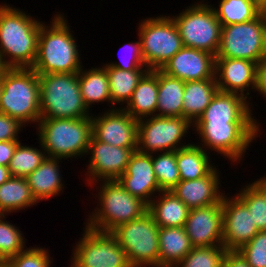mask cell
<instances>
[{
	"label": "cell",
	"instance_id": "obj_1",
	"mask_svg": "<svg viewBox=\"0 0 266 267\" xmlns=\"http://www.w3.org/2000/svg\"><path fill=\"white\" fill-rule=\"evenodd\" d=\"M64 17V13L57 12L50 26L45 22L40 26L37 57L32 66L38 75L76 73L83 67L77 40Z\"/></svg>",
	"mask_w": 266,
	"mask_h": 267
},
{
	"label": "cell",
	"instance_id": "obj_2",
	"mask_svg": "<svg viewBox=\"0 0 266 267\" xmlns=\"http://www.w3.org/2000/svg\"><path fill=\"white\" fill-rule=\"evenodd\" d=\"M42 21L9 4L0 5V54L10 68H32Z\"/></svg>",
	"mask_w": 266,
	"mask_h": 267
},
{
	"label": "cell",
	"instance_id": "obj_3",
	"mask_svg": "<svg viewBox=\"0 0 266 267\" xmlns=\"http://www.w3.org/2000/svg\"><path fill=\"white\" fill-rule=\"evenodd\" d=\"M95 183L90 186L97 185L95 196L98 207L92 209L94 211L88 214L84 222L89 228L111 232L118 225L138 219L148 212V205L127 192L117 180H99Z\"/></svg>",
	"mask_w": 266,
	"mask_h": 267
},
{
	"label": "cell",
	"instance_id": "obj_4",
	"mask_svg": "<svg viewBox=\"0 0 266 267\" xmlns=\"http://www.w3.org/2000/svg\"><path fill=\"white\" fill-rule=\"evenodd\" d=\"M36 126L47 157L72 160L87 154L92 137L91 117L40 119Z\"/></svg>",
	"mask_w": 266,
	"mask_h": 267
},
{
	"label": "cell",
	"instance_id": "obj_5",
	"mask_svg": "<svg viewBox=\"0 0 266 267\" xmlns=\"http://www.w3.org/2000/svg\"><path fill=\"white\" fill-rule=\"evenodd\" d=\"M1 84L0 113L36 126L41 119L38 74L32 68H10Z\"/></svg>",
	"mask_w": 266,
	"mask_h": 267
},
{
	"label": "cell",
	"instance_id": "obj_6",
	"mask_svg": "<svg viewBox=\"0 0 266 267\" xmlns=\"http://www.w3.org/2000/svg\"><path fill=\"white\" fill-rule=\"evenodd\" d=\"M38 76L41 119L92 117L81 96L78 72Z\"/></svg>",
	"mask_w": 266,
	"mask_h": 267
},
{
	"label": "cell",
	"instance_id": "obj_7",
	"mask_svg": "<svg viewBox=\"0 0 266 267\" xmlns=\"http://www.w3.org/2000/svg\"><path fill=\"white\" fill-rule=\"evenodd\" d=\"M192 127L201 141L197 145L228 158L233 165L241 162L262 130L260 123H194Z\"/></svg>",
	"mask_w": 266,
	"mask_h": 267
},
{
	"label": "cell",
	"instance_id": "obj_8",
	"mask_svg": "<svg viewBox=\"0 0 266 267\" xmlns=\"http://www.w3.org/2000/svg\"><path fill=\"white\" fill-rule=\"evenodd\" d=\"M111 233L125 251L131 267H159V227L149 212L118 225Z\"/></svg>",
	"mask_w": 266,
	"mask_h": 267
},
{
	"label": "cell",
	"instance_id": "obj_9",
	"mask_svg": "<svg viewBox=\"0 0 266 267\" xmlns=\"http://www.w3.org/2000/svg\"><path fill=\"white\" fill-rule=\"evenodd\" d=\"M205 0L187 6L172 16L184 47L195 48L217 55L222 25L215 11Z\"/></svg>",
	"mask_w": 266,
	"mask_h": 267
},
{
	"label": "cell",
	"instance_id": "obj_10",
	"mask_svg": "<svg viewBox=\"0 0 266 267\" xmlns=\"http://www.w3.org/2000/svg\"><path fill=\"white\" fill-rule=\"evenodd\" d=\"M138 27L141 52L149 70L162 69L184 47L171 16L146 17L139 22Z\"/></svg>",
	"mask_w": 266,
	"mask_h": 267
},
{
	"label": "cell",
	"instance_id": "obj_11",
	"mask_svg": "<svg viewBox=\"0 0 266 267\" xmlns=\"http://www.w3.org/2000/svg\"><path fill=\"white\" fill-rule=\"evenodd\" d=\"M266 55V15L222 26L216 58H239L258 63Z\"/></svg>",
	"mask_w": 266,
	"mask_h": 267
},
{
	"label": "cell",
	"instance_id": "obj_12",
	"mask_svg": "<svg viewBox=\"0 0 266 267\" xmlns=\"http://www.w3.org/2000/svg\"><path fill=\"white\" fill-rule=\"evenodd\" d=\"M193 124L184 117L151 116L138 120L137 151L146 154L177 151ZM188 131V132H187ZM184 138V139H183ZM182 141V142H181Z\"/></svg>",
	"mask_w": 266,
	"mask_h": 267
},
{
	"label": "cell",
	"instance_id": "obj_13",
	"mask_svg": "<svg viewBox=\"0 0 266 267\" xmlns=\"http://www.w3.org/2000/svg\"><path fill=\"white\" fill-rule=\"evenodd\" d=\"M72 252L70 267H131L111 232L97 231L86 225Z\"/></svg>",
	"mask_w": 266,
	"mask_h": 267
},
{
	"label": "cell",
	"instance_id": "obj_14",
	"mask_svg": "<svg viewBox=\"0 0 266 267\" xmlns=\"http://www.w3.org/2000/svg\"><path fill=\"white\" fill-rule=\"evenodd\" d=\"M137 148L116 147L105 142L90 139L87 155L90 159L85 172L87 185L102 180H117L125 173L131 155Z\"/></svg>",
	"mask_w": 266,
	"mask_h": 267
},
{
	"label": "cell",
	"instance_id": "obj_15",
	"mask_svg": "<svg viewBox=\"0 0 266 267\" xmlns=\"http://www.w3.org/2000/svg\"><path fill=\"white\" fill-rule=\"evenodd\" d=\"M97 116L92 114V136L107 144L123 148H137L138 120L123 108L107 109Z\"/></svg>",
	"mask_w": 266,
	"mask_h": 267
},
{
	"label": "cell",
	"instance_id": "obj_16",
	"mask_svg": "<svg viewBox=\"0 0 266 267\" xmlns=\"http://www.w3.org/2000/svg\"><path fill=\"white\" fill-rule=\"evenodd\" d=\"M223 246L227 251H237L258 232L247 206L234 194L223 196Z\"/></svg>",
	"mask_w": 266,
	"mask_h": 267
},
{
	"label": "cell",
	"instance_id": "obj_17",
	"mask_svg": "<svg viewBox=\"0 0 266 267\" xmlns=\"http://www.w3.org/2000/svg\"><path fill=\"white\" fill-rule=\"evenodd\" d=\"M222 201L189 211L185 231L193 247L223 246Z\"/></svg>",
	"mask_w": 266,
	"mask_h": 267
},
{
	"label": "cell",
	"instance_id": "obj_18",
	"mask_svg": "<svg viewBox=\"0 0 266 267\" xmlns=\"http://www.w3.org/2000/svg\"><path fill=\"white\" fill-rule=\"evenodd\" d=\"M117 181L127 192L147 205L161 191L153 169L152 154L137 150L131 155L125 173Z\"/></svg>",
	"mask_w": 266,
	"mask_h": 267
},
{
	"label": "cell",
	"instance_id": "obj_19",
	"mask_svg": "<svg viewBox=\"0 0 266 267\" xmlns=\"http://www.w3.org/2000/svg\"><path fill=\"white\" fill-rule=\"evenodd\" d=\"M216 56L190 47H183L163 67L167 75L184 82L215 79Z\"/></svg>",
	"mask_w": 266,
	"mask_h": 267
},
{
	"label": "cell",
	"instance_id": "obj_20",
	"mask_svg": "<svg viewBox=\"0 0 266 267\" xmlns=\"http://www.w3.org/2000/svg\"><path fill=\"white\" fill-rule=\"evenodd\" d=\"M257 63L239 58H216L215 80L219 91L236 93L251 99L255 90ZM251 87V88H250ZM250 98H249V97Z\"/></svg>",
	"mask_w": 266,
	"mask_h": 267
},
{
	"label": "cell",
	"instance_id": "obj_21",
	"mask_svg": "<svg viewBox=\"0 0 266 267\" xmlns=\"http://www.w3.org/2000/svg\"><path fill=\"white\" fill-rule=\"evenodd\" d=\"M252 105L240 94L218 90L195 123H259Z\"/></svg>",
	"mask_w": 266,
	"mask_h": 267
},
{
	"label": "cell",
	"instance_id": "obj_22",
	"mask_svg": "<svg viewBox=\"0 0 266 267\" xmlns=\"http://www.w3.org/2000/svg\"><path fill=\"white\" fill-rule=\"evenodd\" d=\"M217 169L214 167L206 176L199 179L180 180L171 191L189 209L220 203L226 193L221 190V175Z\"/></svg>",
	"mask_w": 266,
	"mask_h": 267
},
{
	"label": "cell",
	"instance_id": "obj_23",
	"mask_svg": "<svg viewBox=\"0 0 266 267\" xmlns=\"http://www.w3.org/2000/svg\"><path fill=\"white\" fill-rule=\"evenodd\" d=\"M63 159L46 157L26 179L31 192L38 203L63 193L64 180L60 171Z\"/></svg>",
	"mask_w": 266,
	"mask_h": 267
},
{
	"label": "cell",
	"instance_id": "obj_24",
	"mask_svg": "<svg viewBox=\"0 0 266 267\" xmlns=\"http://www.w3.org/2000/svg\"><path fill=\"white\" fill-rule=\"evenodd\" d=\"M158 69L149 70L139 81L129 102L123 108L136 120L157 116Z\"/></svg>",
	"mask_w": 266,
	"mask_h": 267
},
{
	"label": "cell",
	"instance_id": "obj_25",
	"mask_svg": "<svg viewBox=\"0 0 266 267\" xmlns=\"http://www.w3.org/2000/svg\"><path fill=\"white\" fill-rule=\"evenodd\" d=\"M189 211L186 204L172 191H160L148 205V212L158 227L184 226Z\"/></svg>",
	"mask_w": 266,
	"mask_h": 267
},
{
	"label": "cell",
	"instance_id": "obj_26",
	"mask_svg": "<svg viewBox=\"0 0 266 267\" xmlns=\"http://www.w3.org/2000/svg\"><path fill=\"white\" fill-rule=\"evenodd\" d=\"M159 267H175L193 245L182 227H159Z\"/></svg>",
	"mask_w": 266,
	"mask_h": 267
},
{
	"label": "cell",
	"instance_id": "obj_27",
	"mask_svg": "<svg viewBox=\"0 0 266 267\" xmlns=\"http://www.w3.org/2000/svg\"><path fill=\"white\" fill-rule=\"evenodd\" d=\"M101 66L98 68L91 67L88 70H84V67H82L78 72L81 96L89 111H92L90 109L92 104L96 105V103L101 102H107L108 106L110 104V110L118 108L112 106L107 71L103 65Z\"/></svg>",
	"mask_w": 266,
	"mask_h": 267
},
{
	"label": "cell",
	"instance_id": "obj_28",
	"mask_svg": "<svg viewBox=\"0 0 266 267\" xmlns=\"http://www.w3.org/2000/svg\"><path fill=\"white\" fill-rule=\"evenodd\" d=\"M218 90L215 79L185 82L183 117L194 124L208 107Z\"/></svg>",
	"mask_w": 266,
	"mask_h": 267
},
{
	"label": "cell",
	"instance_id": "obj_29",
	"mask_svg": "<svg viewBox=\"0 0 266 267\" xmlns=\"http://www.w3.org/2000/svg\"><path fill=\"white\" fill-rule=\"evenodd\" d=\"M185 82L158 69L157 116L183 117Z\"/></svg>",
	"mask_w": 266,
	"mask_h": 267
},
{
	"label": "cell",
	"instance_id": "obj_30",
	"mask_svg": "<svg viewBox=\"0 0 266 267\" xmlns=\"http://www.w3.org/2000/svg\"><path fill=\"white\" fill-rule=\"evenodd\" d=\"M209 155L210 153L194 142L178 149L176 162L180 180H195L206 176L215 167Z\"/></svg>",
	"mask_w": 266,
	"mask_h": 267
},
{
	"label": "cell",
	"instance_id": "obj_31",
	"mask_svg": "<svg viewBox=\"0 0 266 267\" xmlns=\"http://www.w3.org/2000/svg\"><path fill=\"white\" fill-rule=\"evenodd\" d=\"M37 203L26 178L10 177L0 186V214L19 212Z\"/></svg>",
	"mask_w": 266,
	"mask_h": 267
},
{
	"label": "cell",
	"instance_id": "obj_32",
	"mask_svg": "<svg viewBox=\"0 0 266 267\" xmlns=\"http://www.w3.org/2000/svg\"><path fill=\"white\" fill-rule=\"evenodd\" d=\"M106 68L112 106L127 105L136 86L149 70H122L103 65Z\"/></svg>",
	"mask_w": 266,
	"mask_h": 267
},
{
	"label": "cell",
	"instance_id": "obj_33",
	"mask_svg": "<svg viewBox=\"0 0 266 267\" xmlns=\"http://www.w3.org/2000/svg\"><path fill=\"white\" fill-rule=\"evenodd\" d=\"M235 195L247 206L258 230L266 231V180L249 182Z\"/></svg>",
	"mask_w": 266,
	"mask_h": 267
},
{
	"label": "cell",
	"instance_id": "obj_34",
	"mask_svg": "<svg viewBox=\"0 0 266 267\" xmlns=\"http://www.w3.org/2000/svg\"><path fill=\"white\" fill-rule=\"evenodd\" d=\"M218 4L212 8L222 26L247 22L262 12L253 0H220Z\"/></svg>",
	"mask_w": 266,
	"mask_h": 267
},
{
	"label": "cell",
	"instance_id": "obj_35",
	"mask_svg": "<svg viewBox=\"0 0 266 267\" xmlns=\"http://www.w3.org/2000/svg\"><path fill=\"white\" fill-rule=\"evenodd\" d=\"M38 143L40 149L21 142L17 145L8 165L11 177L26 178L44 161L47 155L39 140Z\"/></svg>",
	"mask_w": 266,
	"mask_h": 267
},
{
	"label": "cell",
	"instance_id": "obj_36",
	"mask_svg": "<svg viewBox=\"0 0 266 267\" xmlns=\"http://www.w3.org/2000/svg\"><path fill=\"white\" fill-rule=\"evenodd\" d=\"M152 163L160 190L171 191L180 181L176 151L153 153Z\"/></svg>",
	"mask_w": 266,
	"mask_h": 267
},
{
	"label": "cell",
	"instance_id": "obj_37",
	"mask_svg": "<svg viewBox=\"0 0 266 267\" xmlns=\"http://www.w3.org/2000/svg\"><path fill=\"white\" fill-rule=\"evenodd\" d=\"M226 253L224 246L193 247L175 267H222Z\"/></svg>",
	"mask_w": 266,
	"mask_h": 267
},
{
	"label": "cell",
	"instance_id": "obj_38",
	"mask_svg": "<svg viewBox=\"0 0 266 267\" xmlns=\"http://www.w3.org/2000/svg\"><path fill=\"white\" fill-rule=\"evenodd\" d=\"M5 216L7 215L0 214V260H8L27 247V239L22 231L9 221H5Z\"/></svg>",
	"mask_w": 266,
	"mask_h": 267
},
{
	"label": "cell",
	"instance_id": "obj_39",
	"mask_svg": "<svg viewBox=\"0 0 266 267\" xmlns=\"http://www.w3.org/2000/svg\"><path fill=\"white\" fill-rule=\"evenodd\" d=\"M121 51H125L124 55L122 56V52L118 51L120 62L114 63L113 61L110 63H106L105 65L109 67H115L122 70H149L144 62V58L141 52V42L140 39L135 42H128V44H124L121 47Z\"/></svg>",
	"mask_w": 266,
	"mask_h": 267
},
{
	"label": "cell",
	"instance_id": "obj_40",
	"mask_svg": "<svg viewBox=\"0 0 266 267\" xmlns=\"http://www.w3.org/2000/svg\"><path fill=\"white\" fill-rule=\"evenodd\" d=\"M52 259L48 249L37 246L26 247L22 252L8 260L13 267H52L54 262Z\"/></svg>",
	"mask_w": 266,
	"mask_h": 267
},
{
	"label": "cell",
	"instance_id": "obj_41",
	"mask_svg": "<svg viewBox=\"0 0 266 267\" xmlns=\"http://www.w3.org/2000/svg\"><path fill=\"white\" fill-rule=\"evenodd\" d=\"M237 251L251 267H266V231H259Z\"/></svg>",
	"mask_w": 266,
	"mask_h": 267
},
{
	"label": "cell",
	"instance_id": "obj_42",
	"mask_svg": "<svg viewBox=\"0 0 266 267\" xmlns=\"http://www.w3.org/2000/svg\"><path fill=\"white\" fill-rule=\"evenodd\" d=\"M24 127L17 119L0 113V141H20L18 134Z\"/></svg>",
	"mask_w": 266,
	"mask_h": 267
},
{
	"label": "cell",
	"instance_id": "obj_43",
	"mask_svg": "<svg viewBox=\"0 0 266 267\" xmlns=\"http://www.w3.org/2000/svg\"><path fill=\"white\" fill-rule=\"evenodd\" d=\"M266 99V55L257 63L255 91Z\"/></svg>",
	"mask_w": 266,
	"mask_h": 267
},
{
	"label": "cell",
	"instance_id": "obj_44",
	"mask_svg": "<svg viewBox=\"0 0 266 267\" xmlns=\"http://www.w3.org/2000/svg\"><path fill=\"white\" fill-rule=\"evenodd\" d=\"M20 141H0V166H7Z\"/></svg>",
	"mask_w": 266,
	"mask_h": 267
},
{
	"label": "cell",
	"instance_id": "obj_45",
	"mask_svg": "<svg viewBox=\"0 0 266 267\" xmlns=\"http://www.w3.org/2000/svg\"><path fill=\"white\" fill-rule=\"evenodd\" d=\"M222 267H251L238 251H227Z\"/></svg>",
	"mask_w": 266,
	"mask_h": 267
},
{
	"label": "cell",
	"instance_id": "obj_46",
	"mask_svg": "<svg viewBox=\"0 0 266 267\" xmlns=\"http://www.w3.org/2000/svg\"><path fill=\"white\" fill-rule=\"evenodd\" d=\"M11 177L7 166H0V186Z\"/></svg>",
	"mask_w": 266,
	"mask_h": 267
},
{
	"label": "cell",
	"instance_id": "obj_47",
	"mask_svg": "<svg viewBox=\"0 0 266 267\" xmlns=\"http://www.w3.org/2000/svg\"><path fill=\"white\" fill-rule=\"evenodd\" d=\"M10 69V67L4 61V58L0 54V80L5 75V73Z\"/></svg>",
	"mask_w": 266,
	"mask_h": 267
},
{
	"label": "cell",
	"instance_id": "obj_48",
	"mask_svg": "<svg viewBox=\"0 0 266 267\" xmlns=\"http://www.w3.org/2000/svg\"><path fill=\"white\" fill-rule=\"evenodd\" d=\"M253 1L262 11L266 9V0H253Z\"/></svg>",
	"mask_w": 266,
	"mask_h": 267
},
{
	"label": "cell",
	"instance_id": "obj_49",
	"mask_svg": "<svg viewBox=\"0 0 266 267\" xmlns=\"http://www.w3.org/2000/svg\"><path fill=\"white\" fill-rule=\"evenodd\" d=\"M0 267H13V265L11 264V262L9 260L1 259L0 260Z\"/></svg>",
	"mask_w": 266,
	"mask_h": 267
},
{
	"label": "cell",
	"instance_id": "obj_50",
	"mask_svg": "<svg viewBox=\"0 0 266 267\" xmlns=\"http://www.w3.org/2000/svg\"><path fill=\"white\" fill-rule=\"evenodd\" d=\"M1 92H2V84H1V80H0V98H1Z\"/></svg>",
	"mask_w": 266,
	"mask_h": 267
}]
</instances>
